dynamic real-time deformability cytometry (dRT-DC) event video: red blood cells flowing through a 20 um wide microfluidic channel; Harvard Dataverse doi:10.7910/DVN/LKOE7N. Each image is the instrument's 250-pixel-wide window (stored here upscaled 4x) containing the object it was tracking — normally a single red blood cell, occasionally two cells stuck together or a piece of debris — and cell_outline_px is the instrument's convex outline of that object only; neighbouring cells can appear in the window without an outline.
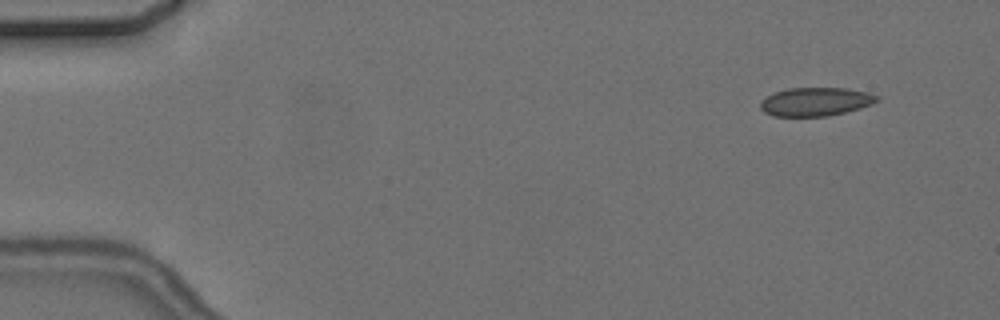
{"species": "common noctule bat (a hibernating species)", "species_latin": "Nyctalus noctula", "temperature_condition": "cold", "stored_images_in_passage": 7, "camera_frame_rate_fps": 3000, "um_per_image_px": 0.085, "animal": {"sex": "female", "body_mass_g": 24.6, "forearm_length_mm": 56.2}, "frame": {"image": 1, "passage_image": 2, "time_ms": 1.333, "image_size_px": [1000, 320], "cell_outline_px": [[880, 100], [872, 104], [860, 108], [828, 116], [772, 116], [764, 112], [760, 108], [760, 100], [772, 92], [788, 88], [844, 88], [868, 92], [880, 96]], "centroid_in_image_um": [69.31, 8.64], "position_along_channel_um": 15.7, "area_um2": 19.59}}
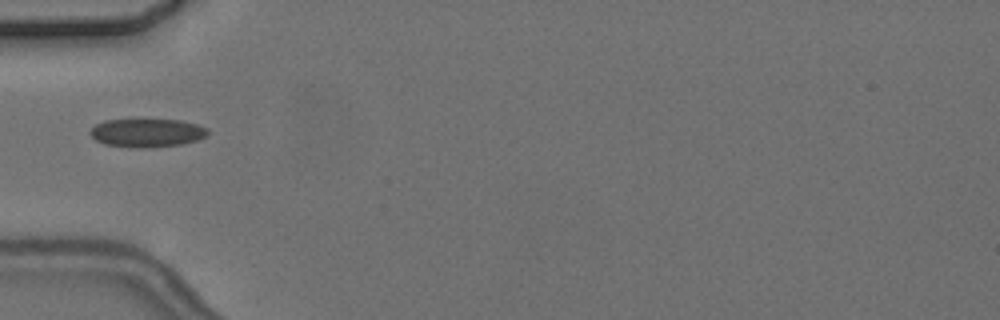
{"frame": {"image": 2, "passage_image": 6, "time_ms": 6.0, "image_size_px": [1000, 320], "cell_outline_px": [[208, 136], [184, 144], [148, 148], [136, 148], [104, 144], [96, 140], [88, 132], [96, 124], [104, 120], [140, 116], [180, 120], [196, 124], [208, 128]], "centroid_in_image_um": [12.48, 11.24], "position_along_channel_um": 72.5, "area_um2": 20.63}}
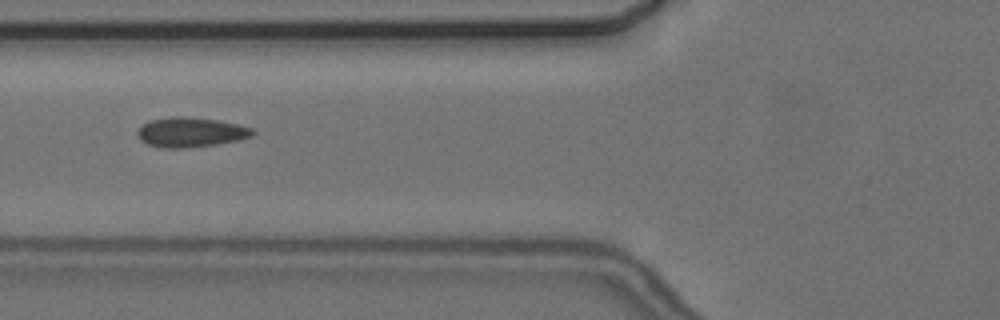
{"frame": {"image": 3, "passage_image": 7, "time_ms": 7.0, "image_size_px": [1000, 320], "cell_outline_px": [[256, 132], [252, 136], [240, 140], [216, 144], [188, 148], [160, 148], [148, 144], [140, 140], [136, 132], [144, 124], [152, 120], [168, 116], [180, 116], [220, 120], [240, 124], [252, 128]], "centroid_in_image_um": [16.24, 11.24], "position_along_channel_um": 109.6, "area_um2": 20.17}}